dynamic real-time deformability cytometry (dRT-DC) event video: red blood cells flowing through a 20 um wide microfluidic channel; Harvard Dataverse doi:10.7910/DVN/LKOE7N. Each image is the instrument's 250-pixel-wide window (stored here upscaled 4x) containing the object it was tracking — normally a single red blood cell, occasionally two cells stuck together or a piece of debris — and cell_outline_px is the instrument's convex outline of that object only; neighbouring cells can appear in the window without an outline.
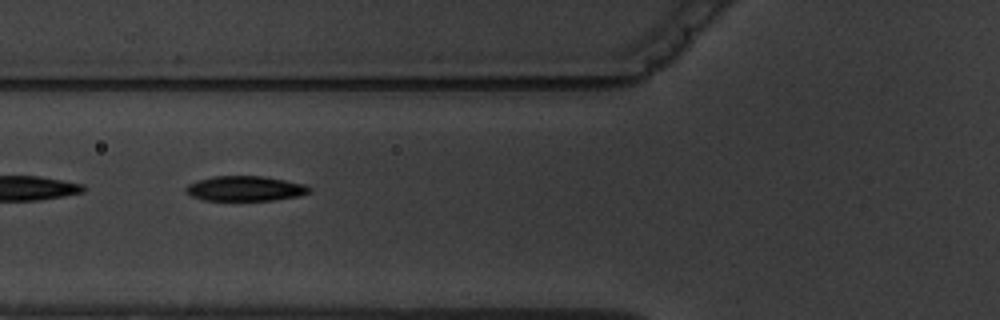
{"species": "common noctule bat (a hibernating species)", "species_latin": "Nyctalus noctula", "temperature_condition": "warm", "stored_images_in_passage": 7, "camera_frame_rate_fps": 3000, "um_per_image_px": 0.085, "animal": {"sex": "male", "body_mass_g": 19.5, "forearm_length_mm": 54.6}, "frame": {"image": 1, "passage_image": 4, "time_ms": 3.667, "image_size_px": [1000, 320], "cell_outline_px": [[312, 192], [300, 196], [272, 200], [204, 200], [192, 196], [184, 192], [184, 188], [188, 184], [196, 180], [212, 176], [264, 176], [308, 184], [312, 188]], "centroid_in_image_um": [20.87, 16.02], "position_along_channel_um": 104.9, "area_um2": 18.32}}